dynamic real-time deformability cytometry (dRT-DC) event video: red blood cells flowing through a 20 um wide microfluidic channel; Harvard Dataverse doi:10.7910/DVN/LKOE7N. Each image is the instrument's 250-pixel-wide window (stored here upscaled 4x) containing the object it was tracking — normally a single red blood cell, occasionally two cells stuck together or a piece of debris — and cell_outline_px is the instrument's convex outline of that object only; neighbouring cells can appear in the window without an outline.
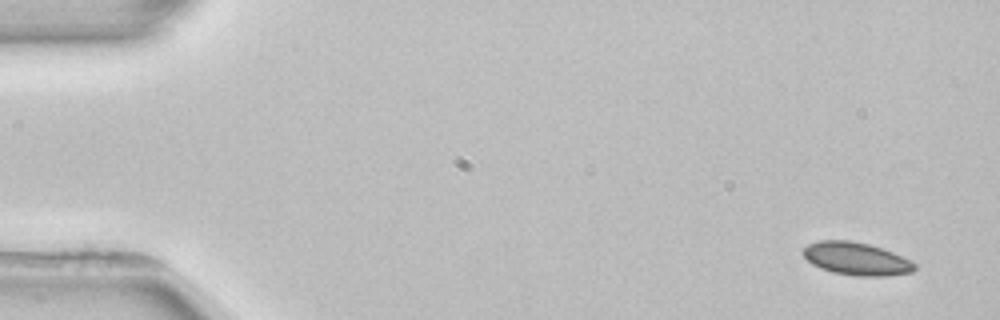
{"species": "common noctule bat (a hibernating species)", "species_latin": "Nyctalus noctula", "temperature_condition": "room temperature", "stored_images_in_passage": 4, "camera_frame_rate_fps": 3000, "um_per_image_px": 0.085, "animal": {"sex": "female", "body_mass_g": 22.7, "forearm_length_mm": 54.2}, "frame": {"image": 1, "passage_image": 1, "time_ms": 0.0, "image_size_px": [1000, 320], "cell_outline_px": [[916, 268], [912, 272], [884, 276], [856, 276], [832, 272], [820, 268], [812, 264], [800, 252], [808, 244], [820, 240], [852, 240], [868, 244], [892, 252], [912, 260], [916, 264]], "centroid_in_image_um": [72.78, 21.99], "position_along_channel_um": 12.2, "area_um2": 21.39}}